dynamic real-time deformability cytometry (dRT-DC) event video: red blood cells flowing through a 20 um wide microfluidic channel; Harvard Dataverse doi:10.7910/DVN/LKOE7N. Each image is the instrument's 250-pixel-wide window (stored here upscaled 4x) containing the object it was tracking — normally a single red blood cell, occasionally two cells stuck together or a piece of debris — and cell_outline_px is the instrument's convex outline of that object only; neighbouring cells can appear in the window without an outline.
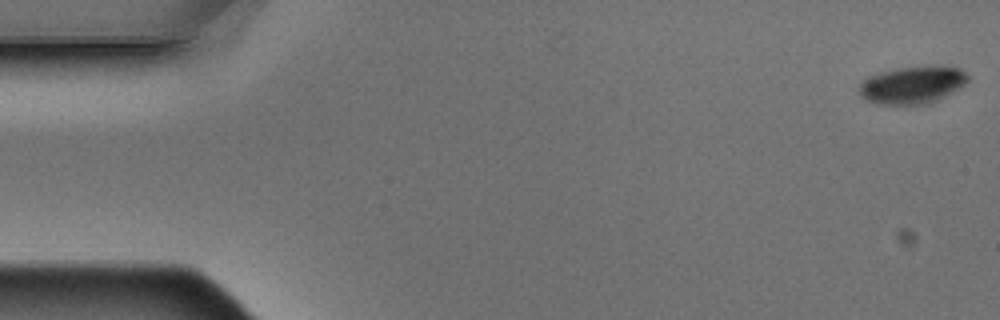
{"species": "Egyptian fruit bat (a non-hibernating species)", "species_latin": "Rousettus aegyptiacus", "temperature_condition": "warm", "stored_images_in_passage": 6, "camera_frame_rate_fps": 3000, "um_per_image_px": 0.085, "animal": {"sex": "male"}, "frame": {"image": 1, "passage_image": 1, "time_ms": 0.0, "image_size_px": [1000, 320], "cell_outline_px": [[968, 80], [964, 84], [932, 100], [920, 104], [880, 104], [864, 100], [860, 96], [860, 84], [868, 76], [880, 72], [896, 68], [940, 64], [960, 68], [968, 76]], "centroid_in_image_um": [77.5, 7.17], "position_along_channel_um": 7.5, "area_um2": 23.35}}
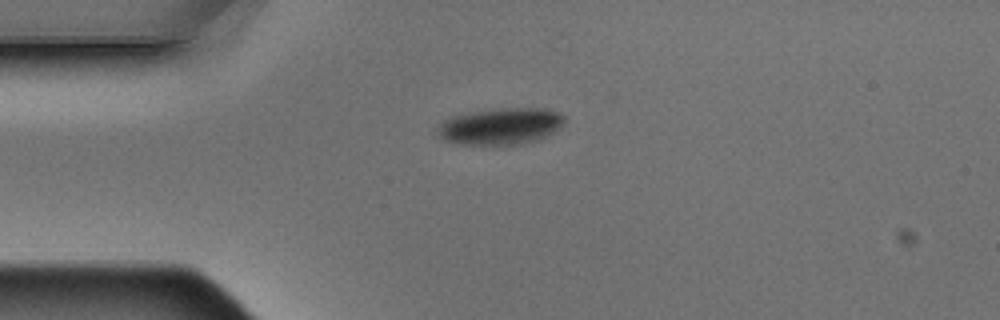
{"frame": {"image": 2, "passage_image": 4, "time_ms": 1.0, "image_size_px": [1000, 320], "cell_outline_px": [[564, 124], [560, 128], [548, 136], [536, 140], [512, 144], [464, 144], [444, 140], [436, 132], [436, 128], [444, 120], [452, 116], [476, 112], [504, 108], [548, 108], [564, 116]], "centroid_in_image_um": [42.58, 10.72], "position_along_channel_um": 42.4, "area_um2": 26.7}}
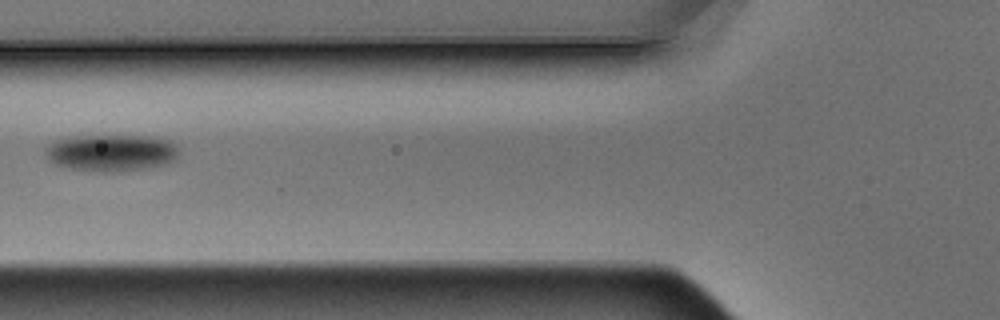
{"frame": {"image": 3, "passage_image": 6, "time_ms": 1.667, "image_size_px": [1000, 320], "cell_outline_px": [[180, 156], [176, 160], [164, 164], [144, 168], [116, 172], [100, 172], [68, 168], [56, 164], [48, 160], [44, 152], [44, 148], [56, 140], [76, 136], [152, 136], [168, 140], [180, 144]], "centroid_in_image_um": [9.51, 12.98], "position_along_channel_um": 116.3, "area_um2": 29.07}}